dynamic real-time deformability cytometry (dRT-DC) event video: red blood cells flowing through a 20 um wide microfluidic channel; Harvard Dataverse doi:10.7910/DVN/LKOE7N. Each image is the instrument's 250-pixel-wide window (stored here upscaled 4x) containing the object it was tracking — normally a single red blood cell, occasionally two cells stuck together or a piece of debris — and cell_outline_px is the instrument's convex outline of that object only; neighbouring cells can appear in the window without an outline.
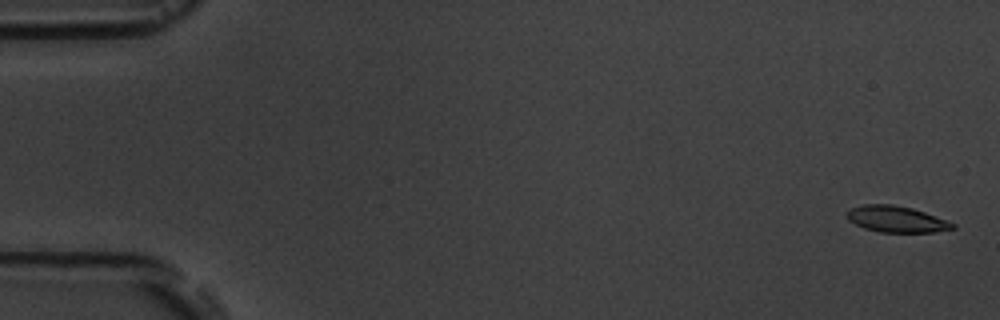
{"species": "common noctule bat (a hibernating species)", "species_latin": "Nyctalus noctula", "temperature_condition": "room temperature", "stored_images_in_passage": 3, "camera_frame_rate_fps": 3000, "um_per_image_px": 0.085, "animal": {"sex": "male", "body_mass_g": 19.5, "forearm_length_mm": 54.6}, "frame": {"image": 1, "passage_image": 1, "time_ms": 0.0, "image_size_px": [1000, 320], "cell_outline_px": [[956, 228], [932, 232], [880, 232], [864, 228], [848, 220], [848, 212], [852, 208], [864, 204], [892, 204], [912, 208], [924, 212], [956, 224]], "centroid_in_image_um": [76.2, 18.63], "position_along_channel_um": 8.8, "area_um2": 15.95}}